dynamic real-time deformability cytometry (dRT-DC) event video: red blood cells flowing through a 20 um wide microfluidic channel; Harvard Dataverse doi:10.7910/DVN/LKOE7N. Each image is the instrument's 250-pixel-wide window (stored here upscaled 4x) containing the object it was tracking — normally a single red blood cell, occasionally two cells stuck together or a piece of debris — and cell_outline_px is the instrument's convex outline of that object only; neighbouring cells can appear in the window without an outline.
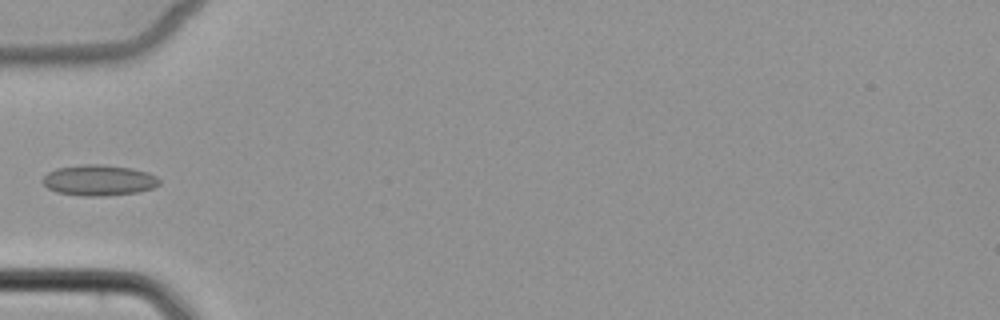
{"species": "common noctule bat (a hibernating species)", "species_latin": "Nyctalus noctula", "temperature_condition": "cold", "stored_images_in_passage": 6, "camera_frame_rate_fps": 3000, "um_per_image_px": 0.085, "animal": {"sex": "female", "body_mass_g": 22.7, "forearm_length_mm": 54.2}, "frame": {"image": 1, "passage_image": 5, "time_ms": 5.0, "image_size_px": [1000, 320], "cell_outline_px": [[160, 184], [152, 188], [140, 192], [104, 196], [84, 196], [56, 192], [48, 188], [40, 180], [48, 172], [56, 168], [84, 164], [104, 164], [132, 168], [148, 172], [156, 176], [160, 180]], "centroid_in_image_um": [8.41, 15.32], "position_along_channel_um": 76.6, "area_um2": 21.15}}
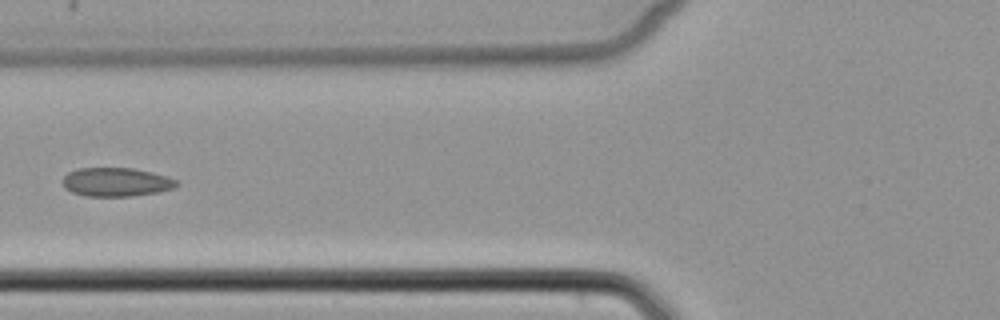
{"frame": {"image": 2, "passage_image": 6, "time_ms": 6.0, "image_size_px": [1000, 320], "cell_outline_px": [[180, 184], [172, 188], [160, 192], [132, 196], [84, 196], [72, 192], [64, 188], [64, 176], [68, 172], [80, 168], [132, 168], [152, 172], [168, 176], [176, 180]], "centroid_in_image_um": [9.9, 15.48], "position_along_channel_um": 115.9, "area_um2": 19.13}}